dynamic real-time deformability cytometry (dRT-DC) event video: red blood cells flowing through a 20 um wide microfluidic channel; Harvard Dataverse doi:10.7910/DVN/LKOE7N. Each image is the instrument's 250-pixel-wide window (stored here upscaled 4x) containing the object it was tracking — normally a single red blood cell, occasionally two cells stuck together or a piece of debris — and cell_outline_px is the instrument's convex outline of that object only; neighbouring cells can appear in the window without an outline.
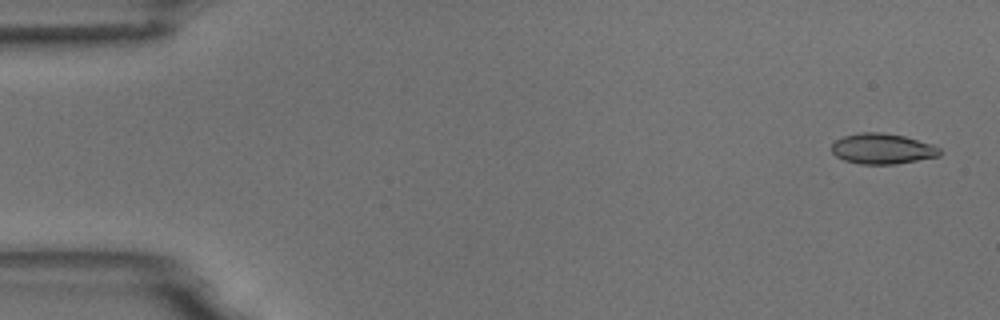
{"species": "common noctule bat (a hibernating species)", "species_latin": "Nyctalus noctula", "temperature_condition": "room temperature", "stored_images_in_passage": 54, "camera_frame_rate_fps": 3000, "um_per_image_px": 0.085, "animal": {"sex": "male", "body_mass_g": 18.8}, "frame": {"image": 1, "passage_image": 2, "time_ms": 0.333, "image_size_px": [1000, 320], "cell_outline_px": [[944, 152], [940, 156], [896, 164], [860, 164], [844, 160], [836, 156], [832, 152], [832, 144], [836, 140], [844, 136], [860, 132], [884, 132], [904, 136], [932, 144], [940, 148]], "centroid_in_image_um": [75.03, 12.64], "position_along_channel_um": 10.0, "area_um2": 19.36}}
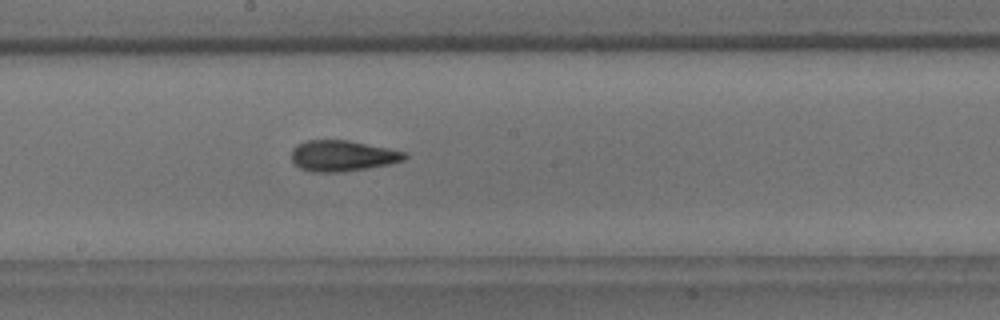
{"frame": {"image": 2, "passage_image": 29, "time_ms": 9.333, "image_size_px": [1000, 320], "cell_outline_px": [[408, 156], [404, 160], [388, 164], [344, 172], [312, 172], [300, 168], [292, 160], [292, 148], [296, 144], [308, 140], [348, 140], [388, 148], [404, 152]], "centroid_in_image_um": [29.08, 13.24], "position_along_channel_um": 219.1, "area_um2": 20.29}}
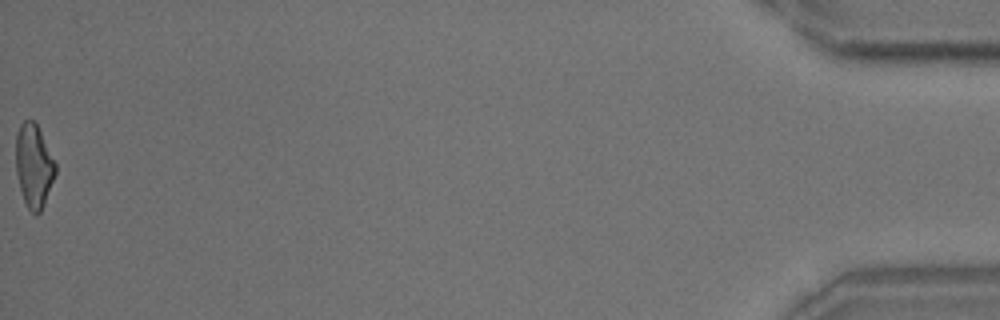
{"frame": {"image": 3, "passage_image": 54, "time_ms": 17.667, "image_size_px": [1000, 320], "cell_outline_px": [[56, 172], [44, 204], [40, 212], [36, 216], [28, 208], [24, 200], [20, 188], [16, 172], [16, 136], [20, 124], [24, 120], [32, 120], [36, 124], [56, 164]], "centroid_in_image_um": [2.86, 14.11], "position_along_channel_um": 432.3, "area_um2": 18.9}, "authors_computed_cell_mechanics": {"area_um2": 19.7965, "velocity_mm_per_s": 3.7609, "shape_relaxation_time_tau1_ms": 4.1024, "shape_relaxation_time_tau2_ms": 2.4223, "deformation_change_tau1": 0.1633, "deformation_change_tau2": 0.1094}}